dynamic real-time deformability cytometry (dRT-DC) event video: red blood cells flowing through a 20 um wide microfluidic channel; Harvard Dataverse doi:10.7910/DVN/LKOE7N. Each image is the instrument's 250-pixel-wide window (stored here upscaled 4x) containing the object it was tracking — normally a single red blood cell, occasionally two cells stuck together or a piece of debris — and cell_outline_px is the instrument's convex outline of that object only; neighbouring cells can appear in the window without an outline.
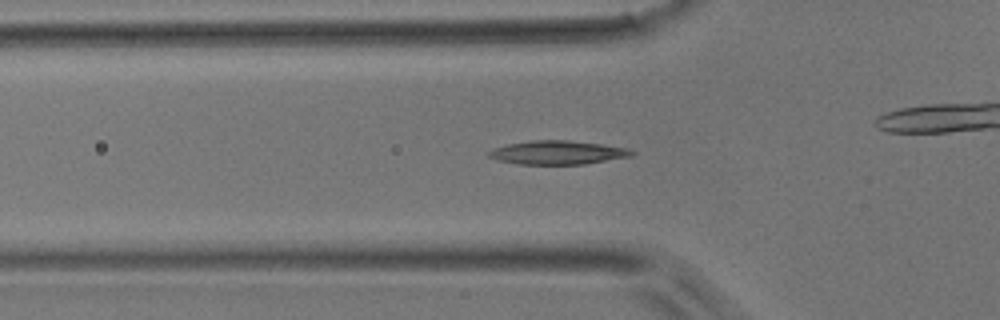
{"species": "common noctule bat (a hibernating species)", "species_latin": "Nyctalus noctula", "temperature_condition": "room temperature", "stored_images_in_passage": 39, "camera_frame_rate_fps": 3000, "um_per_image_px": 0.085, "animal": {"sex": "male", "body_mass_g": 17.9}, "frame": {"image": 1, "passage_image": 6, "time_ms": 1.667, "image_size_px": [1000, 320], "cell_outline_px": [[636, 152], [632, 156], [584, 164], [520, 164], [496, 160], [488, 156], [484, 152], [492, 148], [508, 144], [532, 140], [568, 140], [600, 144], [628, 148]], "centroid_in_image_um": [47.35, 12.96], "position_along_channel_um": 78.4, "area_um2": 19.83}}
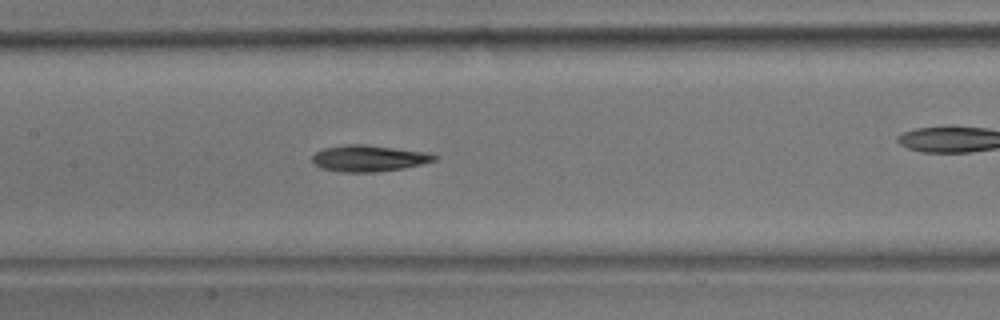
{"frame": {"image": 2, "passage_image": 13, "time_ms": 4.0, "image_size_px": [1000, 320], "cell_outline_px": [[440, 156], [436, 160], [404, 168], [380, 172], [340, 172], [320, 168], [312, 160], [312, 156], [316, 152], [324, 148], [344, 144], [364, 144], [424, 152]], "centroid_in_image_um": [31.33, 13.46], "position_along_channel_um": 176.1, "area_um2": 18.73}}
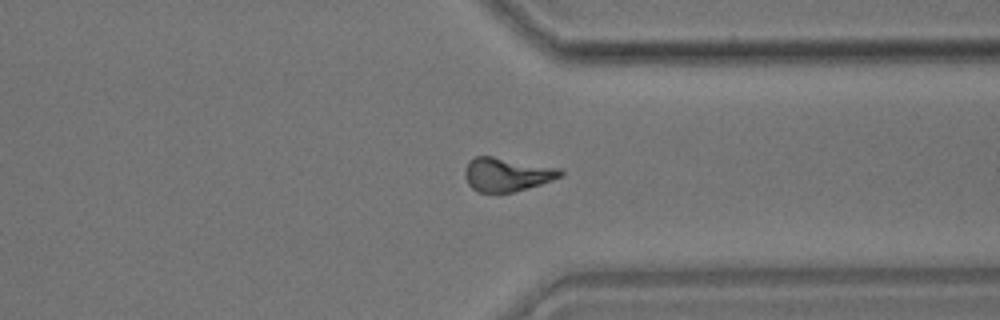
{"frame": {"image": 3, "passage_image": 27, "time_ms": 8.667, "image_size_px": [1000, 320], "cell_outline_px": [[564, 176], [540, 184], [512, 192], [476, 192], [468, 184], [464, 176], [464, 168], [468, 160], [476, 156], [492, 156], [564, 168]], "centroid_in_image_um": [43.09, 14.81], "position_along_channel_um": 368.3, "area_um2": 19.07}}